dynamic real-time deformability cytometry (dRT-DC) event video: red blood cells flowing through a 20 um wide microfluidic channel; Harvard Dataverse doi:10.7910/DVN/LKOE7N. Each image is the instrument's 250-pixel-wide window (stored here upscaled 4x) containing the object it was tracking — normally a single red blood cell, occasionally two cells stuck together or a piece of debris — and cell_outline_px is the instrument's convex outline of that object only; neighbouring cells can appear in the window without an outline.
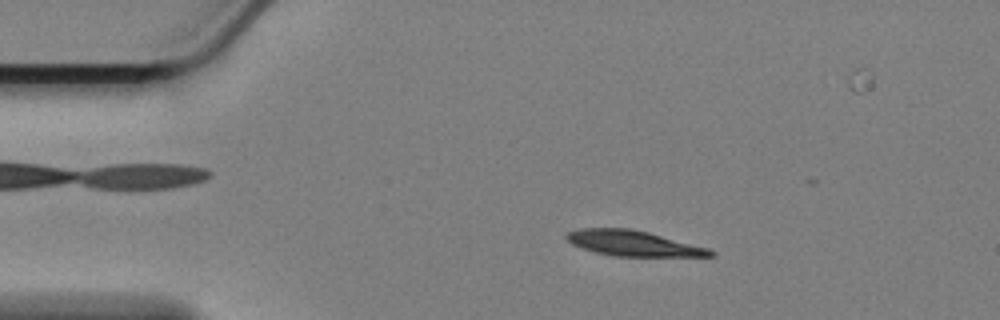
{"species": "Egyptian fruit bat (a non-hibernating species)", "species_latin": "Rousettus aegyptiacus", "temperature_condition": "cold", "stored_images_in_passage": 59, "camera_frame_rate_fps": 3000, "um_per_image_px": 0.085, "animal": {"sex": "female"}, "frame": {"image": 1, "passage_image": 10, "time_ms": 3.0, "image_size_px": [1000, 320], "cell_outline_px": [[716, 256], [612, 256], [596, 252], [572, 244], [564, 236], [568, 232], [580, 228], [632, 228], [648, 232], [708, 248], [716, 252]], "centroid_in_image_um": [53.82, 20.67], "position_along_channel_um": 31.2, "area_um2": 21.15}}
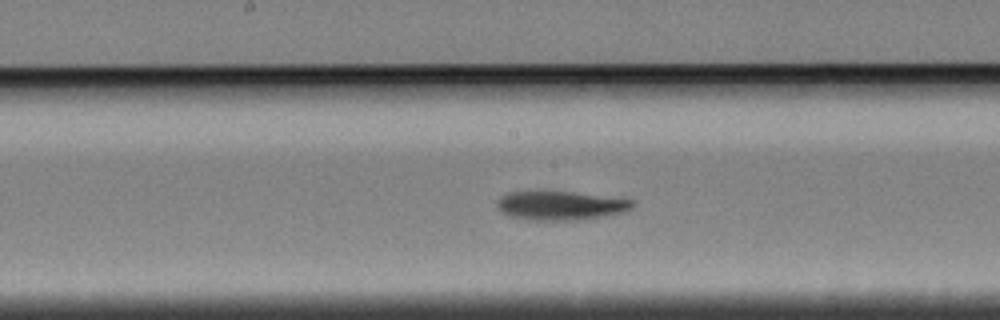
{"frame": {"image": 2, "passage_image": 29, "time_ms": 9.333, "image_size_px": [1000, 320], "cell_outline_px": [[636, 204], [632, 208], [624, 212], [604, 216], [576, 220], [532, 220], [508, 216], [500, 212], [496, 204], [500, 196], [508, 192], [572, 192], [636, 200]], "centroid_in_image_um": [47.66, 17.48], "position_along_channel_um": 200.5, "area_um2": 22.83}}
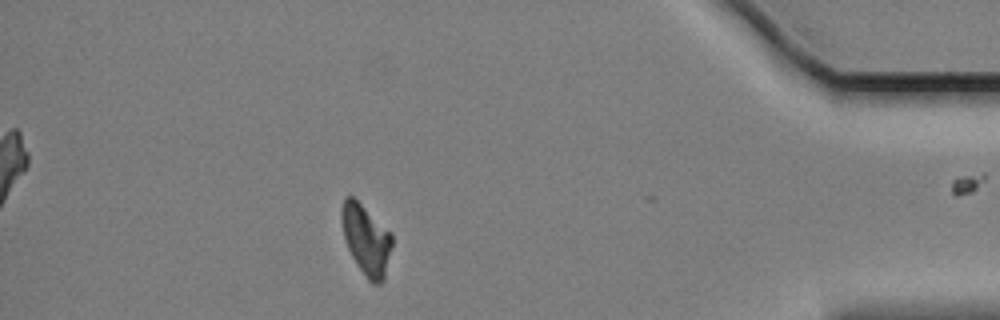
{"frame": {"image": 3, "passage_image": 51, "time_ms": 16.667, "image_size_px": [1000, 320], "cell_outline_px": [[392, 248], [384, 280], [380, 284], [372, 284], [368, 280], [356, 264], [348, 248], [344, 236], [340, 220], [340, 208], [344, 196], [352, 196], [392, 232]], "centroid_in_image_um": [31.12, 20.37], "position_along_channel_um": 404.1, "area_um2": 20.92}, "authors_computed_cell_mechanics": {"area_um2": 22.3686, "velocity_mm_per_s": 3.3892, "shape_relaxation_time_tau1_ms": 3.8385, "shape_relaxation_time_tau2_ms": null, "deformation_change_tau1": 0.1376, "deformation_change_tau2": null}}